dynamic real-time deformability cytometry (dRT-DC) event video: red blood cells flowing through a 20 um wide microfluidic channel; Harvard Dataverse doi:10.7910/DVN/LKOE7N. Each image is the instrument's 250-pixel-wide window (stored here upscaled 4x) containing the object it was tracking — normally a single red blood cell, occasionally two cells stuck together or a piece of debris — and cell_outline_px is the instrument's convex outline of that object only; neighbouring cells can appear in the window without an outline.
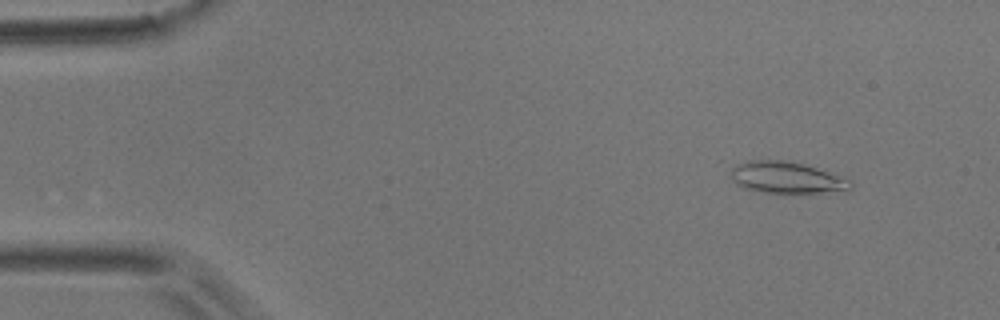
{"species": "common noctule bat (a hibernating species)", "species_latin": "Nyctalus noctula", "temperature_condition": "room temperature", "stored_images_in_passage": 29, "camera_frame_rate_fps": 3000, "um_per_image_px": 0.085, "animal": {"sex": "male", "body_mass_g": 17.9}, "frame": {"image": 1, "passage_image": 5, "time_ms": 1.333, "image_size_px": [1000, 320], "cell_outline_px": [[852, 188], [848, 192], [764, 192], [744, 188], [736, 184], [732, 180], [716, 160], [788, 160], [804, 164], [852, 180]], "centroid_in_image_um": [66.58, 15.02], "position_along_channel_um": 18.4, "area_um2": 23.52}}
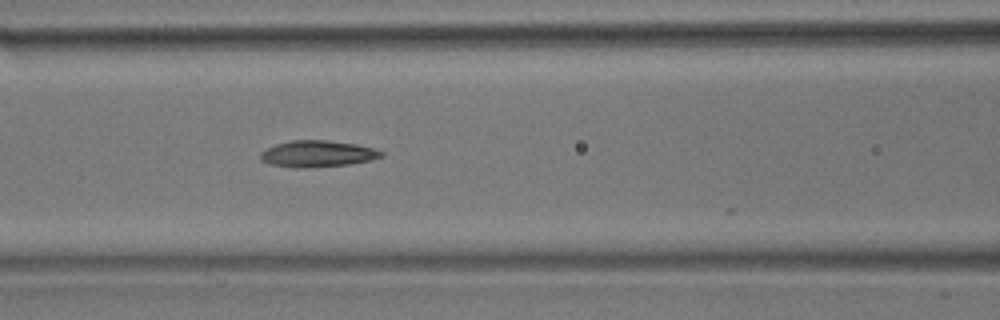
{"frame": {"image": 2, "passage_image": 22, "time_ms": 7.0, "image_size_px": [1000, 320], "cell_outline_px": [[384, 156], [372, 160], [348, 164], [304, 168], [296, 168], [268, 164], [260, 160], [260, 152], [276, 144], [292, 140], [328, 140], [356, 144], [372, 148], [384, 152]], "centroid_in_image_um": [26.98, 13.07], "position_along_channel_um": 139.6, "area_um2": 18.67}}
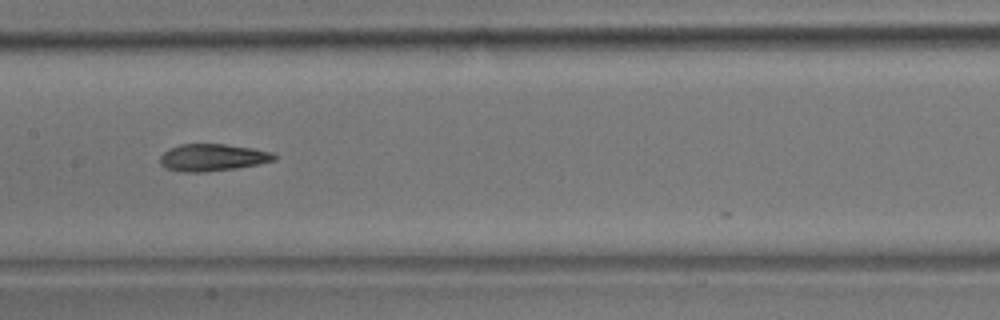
{"frame": {"image": 3, "passage_image": 26, "time_ms": 8.333, "image_size_px": [1000, 320], "cell_outline_px": [[276, 160], [260, 164], [236, 168], [204, 172], [180, 172], [168, 168], [160, 164], [160, 156], [164, 152], [180, 144], [224, 144], [252, 148], [272, 152], [276, 156]], "centroid_in_image_um": [18.08, 13.39], "position_along_channel_um": 189.3, "area_um2": 17.98}}